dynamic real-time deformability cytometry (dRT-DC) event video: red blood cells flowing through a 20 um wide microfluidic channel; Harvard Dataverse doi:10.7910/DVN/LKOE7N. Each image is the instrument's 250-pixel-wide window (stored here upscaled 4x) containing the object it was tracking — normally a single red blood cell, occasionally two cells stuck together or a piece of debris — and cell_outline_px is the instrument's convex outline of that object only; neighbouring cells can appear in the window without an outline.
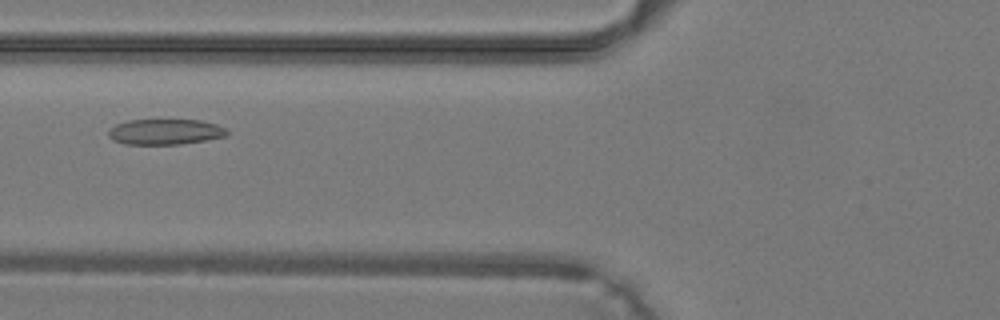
{"species": "common noctule bat (a hibernating species)", "species_latin": "Nyctalus noctula", "temperature_condition": "warm", "stored_images_in_passage": 28, "camera_frame_rate_fps": 3000, "um_per_image_px": 0.085, "animal": {"sex": "male", "body_mass_g": 19.2, "forearm_length_mm": 51.8}, "frame": {"image": 1, "passage_image": 7, "time_ms": 2.0, "image_size_px": [1000, 320], "cell_outline_px": [[228, 136], [180, 144], [124, 144], [112, 140], [108, 136], [108, 128], [116, 124], [128, 120], [200, 120], [216, 124], [224, 128], [228, 132]], "centroid_in_image_um": [14.0, 11.2], "position_along_channel_um": 111.8, "area_um2": 17.69}}
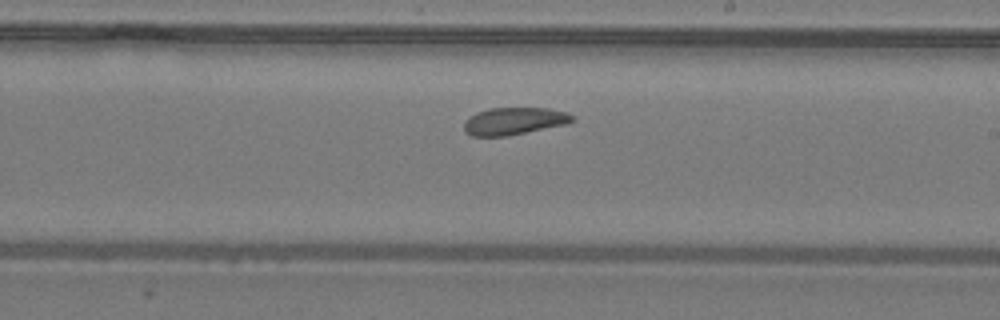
{"frame": {"image": 2, "passage_image": 15, "time_ms": 4.667, "image_size_px": [1000, 320], "cell_outline_px": [[572, 120], [568, 124], [508, 136], [472, 136], [464, 132], [464, 120], [468, 116], [476, 112], [488, 108], [548, 108], [564, 112], [572, 116]], "centroid_in_image_um": [43.63, 10.3], "position_along_channel_um": 245.4, "area_um2": 17.34}}
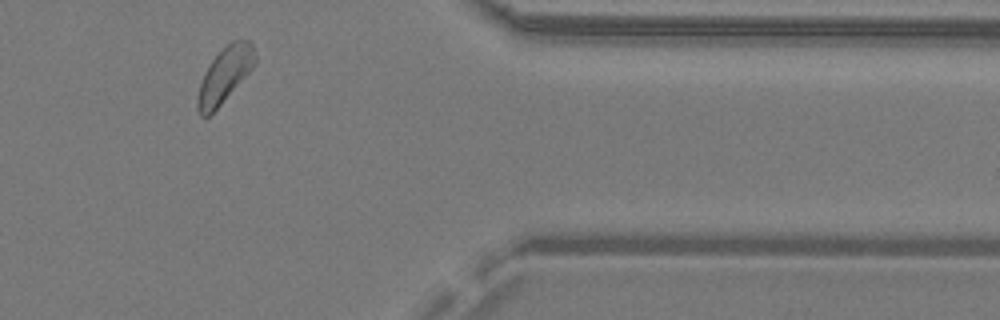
{"frame": {"image": 3, "passage_image": 25, "time_ms": 8.0, "image_size_px": [1000, 320], "cell_outline_px": [[256, 64], [220, 104], [208, 116], [200, 116], [196, 108], [196, 100], [200, 84], [204, 72], [208, 64], [232, 40], [248, 40], [252, 44], [256, 56]], "centroid_in_image_um": [19.09, 6.37], "position_along_channel_um": 392.3, "area_um2": 18.15}}